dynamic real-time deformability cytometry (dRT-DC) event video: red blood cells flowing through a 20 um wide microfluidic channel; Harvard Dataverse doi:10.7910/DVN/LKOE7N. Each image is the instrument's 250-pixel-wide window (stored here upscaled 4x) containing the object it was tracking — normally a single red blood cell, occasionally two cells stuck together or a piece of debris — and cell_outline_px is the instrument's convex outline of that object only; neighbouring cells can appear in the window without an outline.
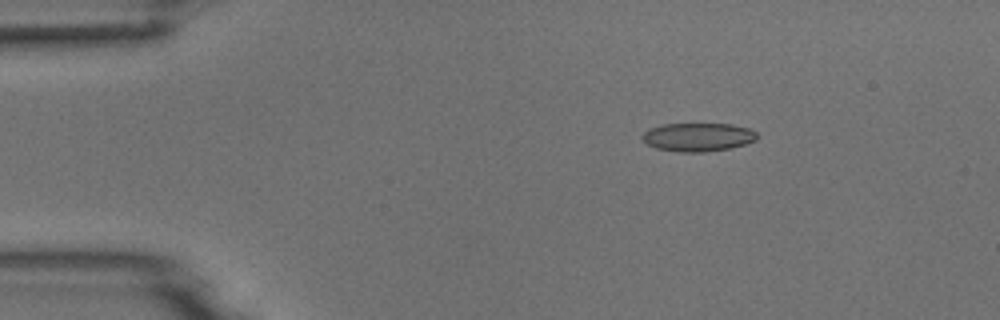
{"species": "common noctule bat (a hibernating species)", "species_latin": "Nyctalus noctula", "temperature_condition": "room temperature", "stored_images_in_passage": 5, "camera_frame_rate_fps": 3000, "um_per_image_px": 0.085, "animal": {"sex": "male", "body_mass_g": 18.8}, "frame": {"image": 1, "passage_image": 3, "time_ms": 0.667, "image_size_px": [1000, 320], "cell_outline_px": [[756, 140], [744, 144], [728, 148], [704, 152], [676, 152], [656, 148], [648, 144], [640, 136], [648, 128], [664, 124], [732, 124], [748, 128], [756, 132]], "centroid_in_image_um": [59.29, 11.65], "position_along_channel_um": 25.7, "area_um2": 18.96}}